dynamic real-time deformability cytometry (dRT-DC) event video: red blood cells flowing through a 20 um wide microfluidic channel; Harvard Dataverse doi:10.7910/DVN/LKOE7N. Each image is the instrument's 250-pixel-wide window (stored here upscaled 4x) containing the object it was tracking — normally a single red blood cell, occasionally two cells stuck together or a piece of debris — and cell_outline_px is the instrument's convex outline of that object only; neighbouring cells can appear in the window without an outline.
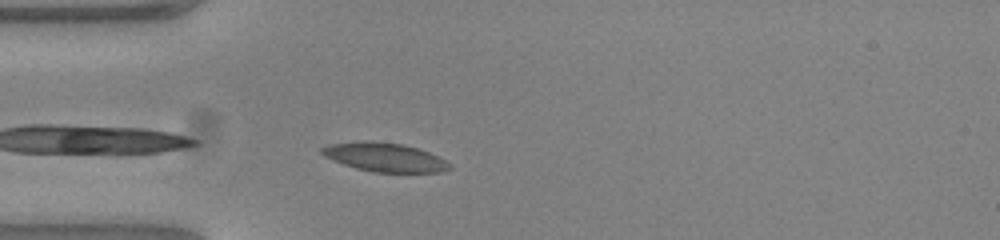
{"species": "common noctule bat (a hibernating species)", "species_latin": "Nyctalus noctula", "temperature_condition": "warm", "stored_images_in_passage": 40, "camera_frame_rate_fps": 3000, "um_per_image_px": 0.085, "animal": {"sex": "female", "body_mass_g": 23.0, "forearm_length_mm": 53.4}, "frame": {"image": 1, "passage_image": 1, "time_ms": 0.0, "image_size_px": [1000, 240], "cell_outline_px": [[452, 168], [440, 172], [372, 172], [356, 168], [344, 164], [324, 156], [320, 152], [320, 148], [328, 144], [360, 140], [368, 140], [404, 144], [428, 152], [452, 164]], "centroid_in_image_um": [32.66, 13.35], "position_along_channel_um": 52.3, "area_um2": 21.5}}
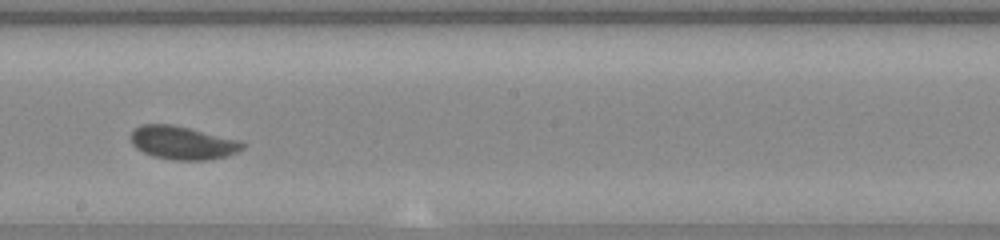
{"frame": {"image": 2, "passage_image": 16, "time_ms": 5.0, "image_size_px": [1000, 240], "cell_outline_px": [[248, 144], [244, 148], [228, 156], [204, 160], [176, 160], [152, 156], [136, 148], [132, 144], [132, 132], [140, 124], [172, 124], [240, 140]], "centroid_in_image_um": [15.56, 12.14], "position_along_channel_um": 232.6, "area_um2": 21.62}}
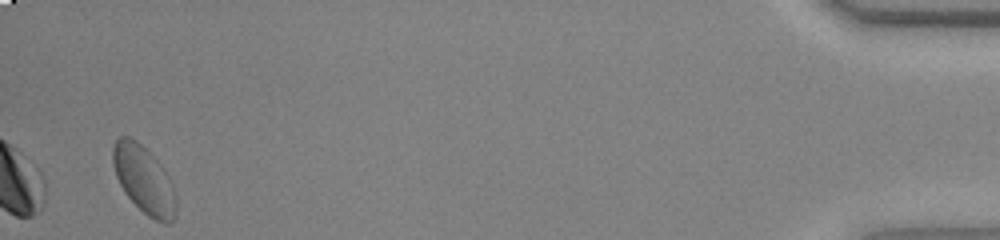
{"frame": {"image": 3, "passage_image": 38, "time_ms": 12.333, "image_size_px": [1000, 240], "cell_outline_px": [[176, 216], [168, 224], [164, 224], [148, 216], [124, 192], [116, 176], [112, 164], [112, 144], [120, 136], [128, 136], [136, 140], [160, 164], [168, 176], [176, 192]], "centroid_in_image_um": [12.23, 15.28], "position_along_channel_um": 423.0, "area_um2": 24.8}, "authors_computed_cell_mechanics": {"area_um2": 21.3282, "velocity_mm_per_s": 3.782, "shape_relaxation_time_tau1_ms": 2.8312, "shape_relaxation_time_tau2_ms": 3.0371, "deformation_change_tau1": 0.0911, "deformation_change_tau2": 0.0609}}